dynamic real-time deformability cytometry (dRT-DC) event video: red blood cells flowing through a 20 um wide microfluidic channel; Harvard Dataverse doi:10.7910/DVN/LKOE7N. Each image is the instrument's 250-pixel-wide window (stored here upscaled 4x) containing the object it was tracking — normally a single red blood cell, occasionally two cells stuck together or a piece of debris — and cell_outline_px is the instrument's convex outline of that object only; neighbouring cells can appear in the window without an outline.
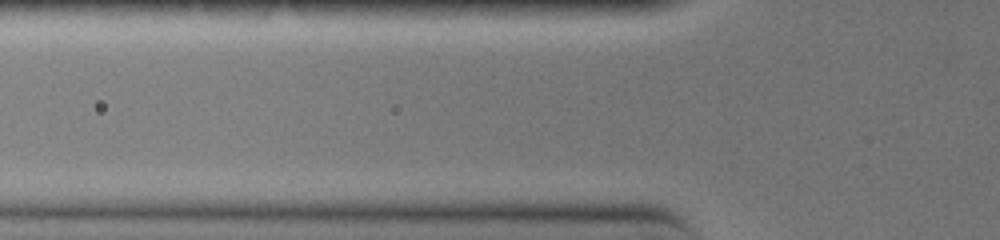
{"species": "common noctule bat (a hibernating species)", "species_latin": "Nyctalus noctula", "temperature_condition": "warm", "stored_images_in_passage": 2, "camera_frame_rate_fps": 3000, "um_per_image_px": 0.085, "animal": {"sex": "female", "body_mass_g": 19.0, "forearm_length_mm": 51.5}, "frame": {"image": 1, "passage_image": 2, "time_ms": 0.333, "image_size_px": [1000, 240], "cell_outline_px": [[648, 168], [624, 172], [592, 172], [480, 168], [468, 164], [468, 160], [512, 156], [600, 156], [624, 160], [644, 164]], "centroid_in_image_um": [47.52, 13.92], "position_along_channel_um": 78.3, "area_um2": 16.18}}